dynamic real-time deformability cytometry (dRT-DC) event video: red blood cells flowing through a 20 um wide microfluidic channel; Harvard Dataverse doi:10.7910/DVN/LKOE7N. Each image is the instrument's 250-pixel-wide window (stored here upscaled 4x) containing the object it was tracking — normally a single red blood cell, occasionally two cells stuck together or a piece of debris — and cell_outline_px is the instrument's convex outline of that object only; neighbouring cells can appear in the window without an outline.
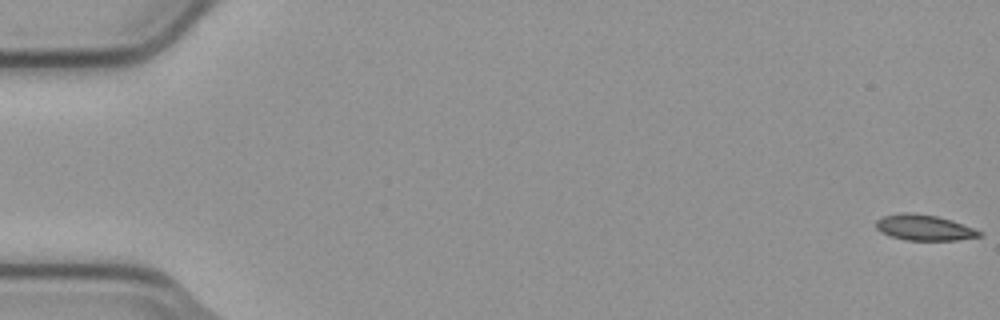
{"species": "common noctule bat (a hibernating species)", "species_latin": "Nyctalus noctula", "temperature_condition": "cold", "stored_images_in_passage": 56, "camera_frame_rate_fps": 3000, "um_per_image_px": 0.085, "animal": {"sex": "male", "body_mass_g": 23.1, "forearm_length_mm": 52.7}, "frame": {"image": 1, "passage_image": 1, "time_ms": 0.0, "image_size_px": [1000, 320], "cell_outline_px": [[984, 236], [956, 240], [904, 240], [880, 232], [876, 228], [876, 220], [884, 216], [900, 212], [908, 212], [936, 216], [952, 220], [984, 232]], "centroid_in_image_um": [78.58, 19.35], "position_along_channel_um": 6.4, "area_um2": 15.55}}
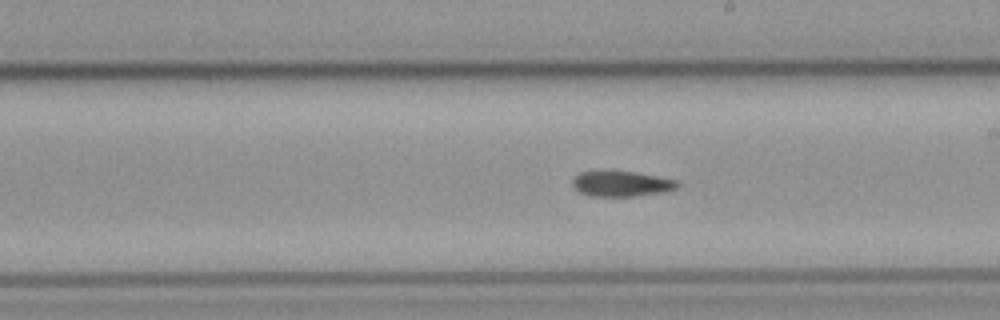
{"frame": {"image": 2, "passage_image": 32, "time_ms": 10.333, "image_size_px": [1000, 320], "cell_outline_px": [[680, 184], [676, 188], [668, 192], [636, 196], [588, 196], [580, 192], [572, 184], [572, 180], [580, 172], [632, 172], [676, 180]], "centroid_in_image_um": [52.85, 15.65], "position_along_channel_um": 236.2, "area_um2": 15.26}}
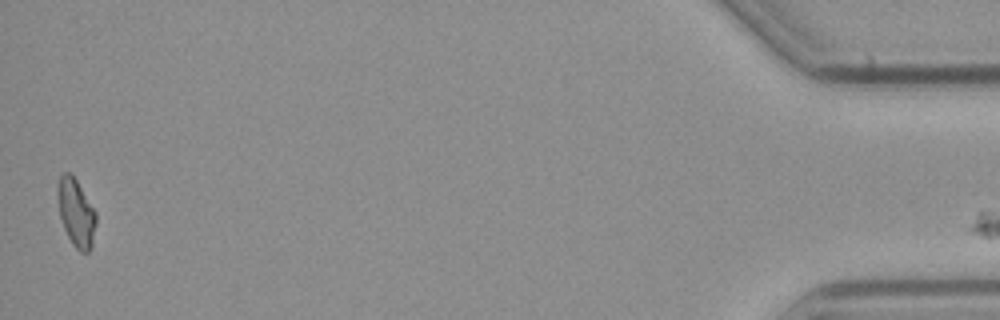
{"frame": {"image": 3, "passage_image": 55, "time_ms": 18.0, "image_size_px": [1000, 320], "cell_outline_px": [[96, 224], [92, 244], [88, 252], [80, 252], [72, 244], [64, 228], [60, 216], [56, 188], [60, 176], [64, 172], [72, 172], [96, 212]], "centroid_in_image_um": [6.46, 18.05], "position_along_channel_um": 428.7, "area_um2": 15.2}}